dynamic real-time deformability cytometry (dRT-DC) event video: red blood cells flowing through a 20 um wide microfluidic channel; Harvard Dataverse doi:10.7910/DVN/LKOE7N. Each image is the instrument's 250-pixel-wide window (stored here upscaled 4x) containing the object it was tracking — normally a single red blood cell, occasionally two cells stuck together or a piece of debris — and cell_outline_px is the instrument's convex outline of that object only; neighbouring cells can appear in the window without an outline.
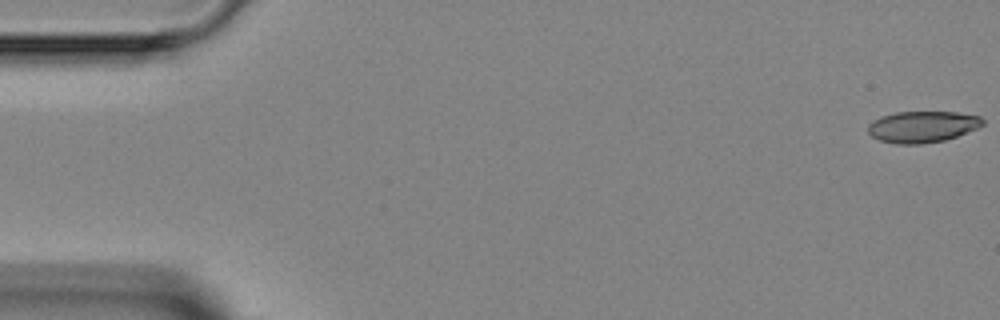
{"species": "Egyptian fruit bat (a non-hibernating species)", "species_latin": "Rousettus aegyptiacus", "temperature_condition": "room temperature", "stored_images_in_passage": 6, "camera_frame_rate_fps": 3000, "um_per_image_px": 0.085, "animal": {"sex": "female"}, "frame": {"image": 1, "passage_image": 1, "time_ms": 0.0, "image_size_px": [1000, 320], "cell_outline_px": [[984, 124], [976, 128], [956, 136], [944, 140], [920, 144], [896, 144], [880, 140], [872, 136], [868, 132], [868, 124], [872, 120], [880, 116], [896, 112], [956, 112], [980, 116], [984, 120]], "centroid_in_image_um": [78.37, 10.76], "position_along_channel_um": 6.6, "area_um2": 20.92}}
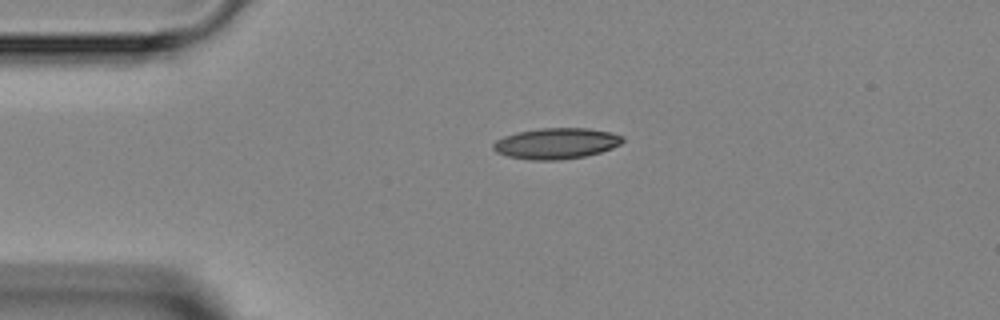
{"frame": {"image": 2, "passage_image": 4, "time_ms": 3.333, "image_size_px": [1000, 320], "cell_outline_px": [[624, 140], [620, 144], [612, 148], [600, 152], [584, 156], [560, 160], [528, 160], [508, 156], [496, 152], [492, 148], [492, 144], [496, 140], [504, 136], [520, 132], [540, 128], [588, 128], [612, 132], [624, 136]], "centroid_in_image_um": [47.29, 12.19], "position_along_channel_um": 37.7, "area_um2": 23.35}}
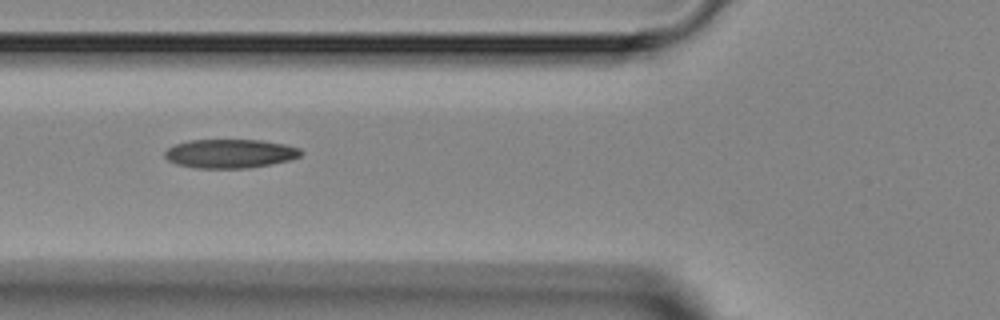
{"frame": {"image": 3, "passage_image": 6, "time_ms": 5.667, "image_size_px": [1000, 320], "cell_outline_px": [[304, 152], [300, 156], [288, 160], [272, 164], [248, 168], [196, 168], [176, 164], [168, 160], [164, 156], [164, 152], [168, 148], [176, 144], [188, 140], [260, 140], [284, 144], [300, 148]], "centroid_in_image_um": [19.55, 13.06], "position_along_channel_um": 106.2, "area_um2": 22.95}}